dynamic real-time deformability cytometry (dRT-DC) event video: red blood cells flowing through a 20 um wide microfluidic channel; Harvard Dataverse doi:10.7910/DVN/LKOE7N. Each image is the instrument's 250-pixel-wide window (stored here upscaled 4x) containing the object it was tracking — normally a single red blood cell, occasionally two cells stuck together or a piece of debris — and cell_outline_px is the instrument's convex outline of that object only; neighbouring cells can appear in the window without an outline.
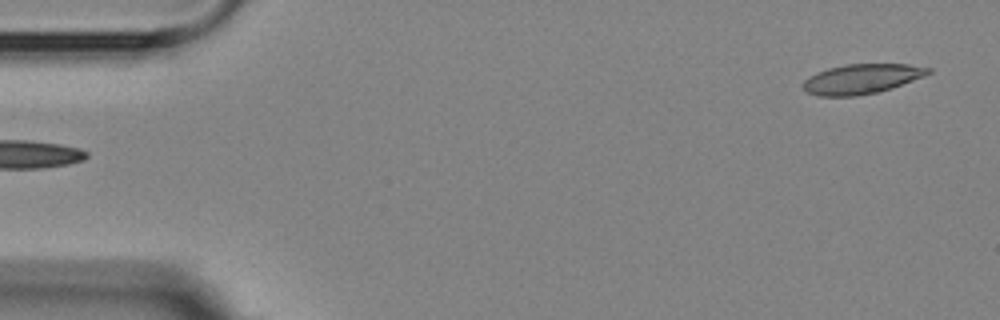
{"species": "Egyptian fruit bat (a non-hibernating species)", "species_latin": "Rousettus aegyptiacus", "temperature_condition": "room temperature", "stored_images_in_passage": 6, "segment_of_instrument_passage": [2, 2], "camera_frame_rate_fps": 3000, "um_per_image_px": 0.085, "animal": {"sex": "female"}, "frame": {"image": 1, "passage_image": 6, "time_ms": 5.667, "image_size_px": [1000, 320], "cell_outline_px": [[932, 72], [924, 76], [892, 88], [876, 92], [856, 96], [816, 96], [808, 92], [804, 88], [804, 80], [808, 76], [816, 72], [828, 68], [844, 64], [908, 64], [932, 68]], "centroid_in_image_um": [73.24, 6.7], "position_along_channel_um": 11.8, "area_um2": 21.73}}